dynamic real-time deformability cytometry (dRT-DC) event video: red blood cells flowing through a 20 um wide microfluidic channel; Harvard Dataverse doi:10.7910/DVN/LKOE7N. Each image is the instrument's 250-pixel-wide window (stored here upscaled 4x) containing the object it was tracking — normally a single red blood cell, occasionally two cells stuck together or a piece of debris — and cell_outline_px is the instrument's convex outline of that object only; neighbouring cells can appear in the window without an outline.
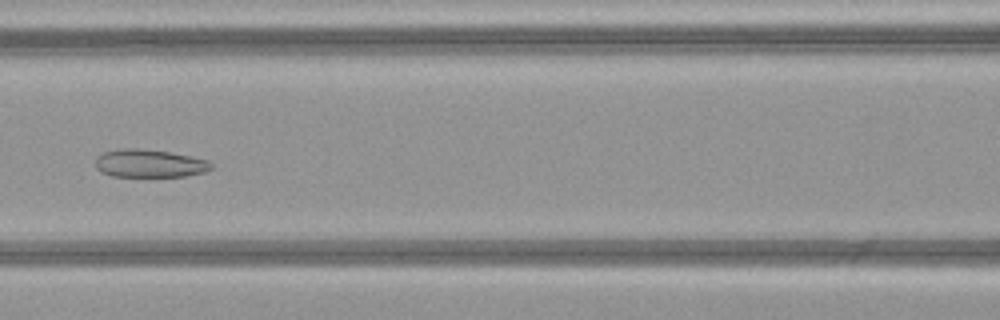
{"species": "common noctule bat (a hibernating species)", "species_latin": "Nyctalus noctula", "temperature_condition": "warm", "stored_images_in_passage": 40, "camera_frame_rate_fps": 3000, "um_per_image_px": 0.085, "animal": {"sex": "female", "body_mass_g": 21.9}, "frame": {"image": 1, "passage_image": 13, "time_ms": 4.0, "image_size_px": [1000, 320], "cell_outline_px": [[212, 168], [204, 172], [184, 176], [112, 176], [100, 172], [96, 168], [96, 156], [100, 152], [124, 148], [136, 148], [168, 152], [192, 156], [208, 160], [212, 164]], "centroid_in_image_um": [12.67, 13.88], "position_along_channel_um": 153.9, "area_um2": 18.9}}
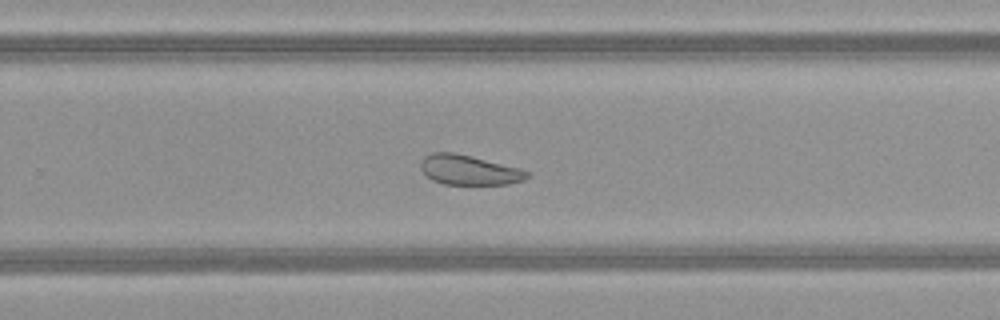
{"frame": {"image": 2, "passage_image": 23, "time_ms": 7.333, "image_size_px": [1000, 320], "cell_outline_px": [[528, 176], [524, 180], [508, 184], [444, 184], [432, 180], [420, 168], [420, 160], [424, 156], [432, 152], [452, 152], [472, 156], [520, 168], [528, 172]], "centroid_in_image_um": [39.84, 14.44], "position_along_channel_um": 290.0, "area_um2": 18.44}}
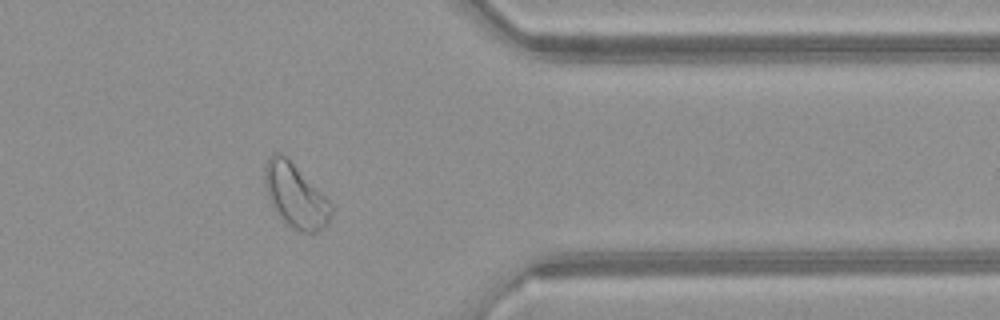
{"frame": {"image": 3, "passage_image": 31, "time_ms": 10.0, "image_size_px": [1000, 320], "cell_outline_px": [[332, 212], [328, 224], [324, 228], [316, 232], [300, 232], [288, 224], [276, 212], [268, 200], [264, 184], [264, 168], [272, 152], [280, 152], [332, 204]], "centroid_in_image_um": [25.08, 16.66], "position_along_channel_um": 386.3, "area_um2": 24.16}, "authors_computed_cell_mechanics": {"area_um2": 22.2819, "velocity_mm_per_s": 4.0989, "shape_relaxation_time_tau1_ms": null, "shape_relaxation_time_tau2_ms": 3.2001, "deformation_change_tau1": null, "deformation_change_tau2": 0.0972}}